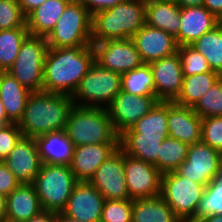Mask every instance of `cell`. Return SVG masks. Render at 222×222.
<instances>
[{"instance_id":"cell-1","label":"cell","mask_w":222,"mask_h":222,"mask_svg":"<svg viewBox=\"0 0 222 222\" xmlns=\"http://www.w3.org/2000/svg\"><path fill=\"white\" fill-rule=\"evenodd\" d=\"M94 62L92 45L48 48L43 70V91L72 96Z\"/></svg>"},{"instance_id":"cell-2","label":"cell","mask_w":222,"mask_h":222,"mask_svg":"<svg viewBox=\"0 0 222 222\" xmlns=\"http://www.w3.org/2000/svg\"><path fill=\"white\" fill-rule=\"evenodd\" d=\"M73 106L70 95L32 92L17 125L24 137L35 139L47 133L63 131Z\"/></svg>"},{"instance_id":"cell-3","label":"cell","mask_w":222,"mask_h":222,"mask_svg":"<svg viewBox=\"0 0 222 222\" xmlns=\"http://www.w3.org/2000/svg\"><path fill=\"white\" fill-rule=\"evenodd\" d=\"M146 0H125L92 15L91 42L130 39L145 24Z\"/></svg>"},{"instance_id":"cell-4","label":"cell","mask_w":222,"mask_h":222,"mask_svg":"<svg viewBox=\"0 0 222 222\" xmlns=\"http://www.w3.org/2000/svg\"><path fill=\"white\" fill-rule=\"evenodd\" d=\"M65 133L73 147L88 144L119 143L108 109L73 106L69 112Z\"/></svg>"},{"instance_id":"cell-5","label":"cell","mask_w":222,"mask_h":222,"mask_svg":"<svg viewBox=\"0 0 222 222\" xmlns=\"http://www.w3.org/2000/svg\"><path fill=\"white\" fill-rule=\"evenodd\" d=\"M77 182L69 165L42 163L32 185L42 209L60 213Z\"/></svg>"},{"instance_id":"cell-6","label":"cell","mask_w":222,"mask_h":222,"mask_svg":"<svg viewBox=\"0 0 222 222\" xmlns=\"http://www.w3.org/2000/svg\"><path fill=\"white\" fill-rule=\"evenodd\" d=\"M120 92L121 74L94 62L82 77L72 99L75 106L107 109Z\"/></svg>"},{"instance_id":"cell-7","label":"cell","mask_w":222,"mask_h":222,"mask_svg":"<svg viewBox=\"0 0 222 222\" xmlns=\"http://www.w3.org/2000/svg\"><path fill=\"white\" fill-rule=\"evenodd\" d=\"M92 16L78 0H71L54 29L46 37L49 48H65L92 45Z\"/></svg>"},{"instance_id":"cell-8","label":"cell","mask_w":222,"mask_h":222,"mask_svg":"<svg viewBox=\"0 0 222 222\" xmlns=\"http://www.w3.org/2000/svg\"><path fill=\"white\" fill-rule=\"evenodd\" d=\"M48 48L46 37L29 34L21 44L15 62L7 70L31 92L43 91V70Z\"/></svg>"},{"instance_id":"cell-9","label":"cell","mask_w":222,"mask_h":222,"mask_svg":"<svg viewBox=\"0 0 222 222\" xmlns=\"http://www.w3.org/2000/svg\"><path fill=\"white\" fill-rule=\"evenodd\" d=\"M205 188L203 184L171 171L162 174L160 196L182 222H189L195 216Z\"/></svg>"},{"instance_id":"cell-10","label":"cell","mask_w":222,"mask_h":222,"mask_svg":"<svg viewBox=\"0 0 222 222\" xmlns=\"http://www.w3.org/2000/svg\"><path fill=\"white\" fill-rule=\"evenodd\" d=\"M95 62L108 70L123 74L143 64L138 50L130 39H111L93 43Z\"/></svg>"},{"instance_id":"cell-11","label":"cell","mask_w":222,"mask_h":222,"mask_svg":"<svg viewBox=\"0 0 222 222\" xmlns=\"http://www.w3.org/2000/svg\"><path fill=\"white\" fill-rule=\"evenodd\" d=\"M176 171L186 179L207 186L221 174L220 152L202 141L189 145L186 160Z\"/></svg>"},{"instance_id":"cell-12","label":"cell","mask_w":222,"mask_h":222,"mask_svg":"<svg viewBox=\"0 0 222 222\" xmlns=\"http://www.w3.org/2000/svg\"><path fill=\"white\" fill-rule=\"evenodd\" d=\"M123 165L129 198H153L161 194L162 173L152 164L128 156L123 151Z\"/></svg>"},{"instance_id":"cell-13","label":"cell","mask_w":222,"mask_h":222,"mask_svg":"<svg viewBox=\"0 0 222 222\" xmlns=\"http://www.w3.org/2000/svg\"><path fill=\"white\" fill-rule=\"evenodd\" d=\"M158 101L155 95L136 96L121 90L107 108L116 133L120 136L131 128Z\"/></svg>"},{"instance_id":"cell-14","label":"cell","mask_w":222,"mask_h":222,"mask_svg":"<svg viewBox=\"0 0 222 222\" xmlns=\"http://www.w3.org/2000/svg\"><path fill=\"white\" fill-rule=\"evenodd\" d=\"M89 182L105 200L130 199L123 165V150L119 147L96 170Z\"/></svg>"},{"instance_id":"cell-15","label":"cell","mask_w":222,"mask_h":222,"mask_svg":"<svg viewBox=\"0 0 222 222\" xmlns=\"http://www.w3.org/2000/svg\"><path fill=\"white\" fill-rule=\"evenodd\" d=\"M104 201L90 182H77L61 213L82 222H100Z\"/></svg>"},{"instance_id":"cell-16","label":"cell","mask_w":222,"mask_h":222,"mask_svg":"<svg viewBox=\"0 0 222 222\" xmlns=\"http://www.w3.org/2000/svg\"><path fill=\"white\" fill-rule=\"evenodd\" d=\"M3 162L21 184H32L42 166L36 139L23 136Z\"/></svg>"},{"instance_id":"cell-17","label":"cell","mask_w":222,"mask_h":222,"mask_svg":"<svg viewBox=\"0 0 222 222\" xmlns=\"http://www.w3.org/2000/svg\"><path fill=\"white\" fill-rule=\"evenodd\" d=\"M153 74L155 97L173 101L181 91L183 70L178 53L149 63Z\"/></svg>"},{"instance_id":"cell-18","label":"cell","mask_w":222,"mask_h":222,"mask_svg":"<svg viewBox=\"0 0 222 222\" xmlns=\"http://www.w3.org/2000/svg\"><path fill=\"white\" fill-rule=\"evenodd\" d=\"M131 39L146 64L177 53L178 44L173 35L147 24Z\"/></svg>"},{"instance_id":"cell-19","label":"cell","mask_w":222,"mask_h":222,"mask_svg":"<svg viewBox=\"0 0 222 222\" xmlns=\"http://www.w3.org/2000/svg\"><path fill=\"white\" fill-rule=\"evenodd\" d=\"M119 148V143L88 144L73 147L70 168L78 182L94 176L98 167Z\"/></svg>"},{"instance_id":"cell-20","label":"cell","mask_w":222,"mask_h":222,"mask_svg":"<svg viewBox=\"0 0 222 222\" xmlns=\"http://www.w3.org/2000/svg\"><path fill=\"white\" fill-rule=\"evenodd\" d=\"M167 123L170 138L187 145L201 141L202 118L193 111L192 107L168 101Z\"/></svg>"},{"instance_id":"cell-21","label":"cell","mask_w":222,"mask_h":222,"mask_svg":"<svg viewBox=\"0 0 222 222\" xmlns=\"http://www.w3.org/2000/svg\"><path fill=\"white\" fill-rule=\"evenodd\" d=\"M221 23L204 6L181 8L180 29L175 37L178 46L191 45Z\"/></svg>"},{"instance_id":"cell-22","label":"cell","mask_w":222,"mask_h":222,"mask_svg":"<svg viewBox=\"0 0 222 222\" xmlns=\"http://www.w3.org/2000/svg\"><path fill=\"white\" fill-rule=\"evenodd\" d=\"M32 184H20L7 196L6 222H26L42 211Z\"/></svg>"},{"instance_id":"cell-23","label":"cell","mask_w":222,"mask_h":222,"mask_svg":"<svg viewBox=\"0 0 222 222\" xmlns=\"http://www.w3.org/2000/svg\"><path fill=\"white\" fill-rule=\"evenodd\" d=\"M181 7L175 0H146L145 24L161 29L174 37L180 29Z\"/></svg>"},{"instance_id":"cell-24","label":"cell","mask_w":222,"mask_h":222,"mask_svg":"<svg viewBox=\"0 0 222 222\" xmlns=\"http://www.w3.org/2000/svg\"><path fill=\"white\" fill-rule=\"evenodd\" d=\"M31 93L8 71L0 78V99L8 119L12 123H18L22 118L27 99Z\"/></svg>"},{"instance_id":"cell-25","label":"cell","mask_w":222,"mask_h":222,"mask_svg":"<svg viewBox=\"0 0 222 222\" xmlns=\"http://www.w3.org/2000/svg\"><path fill=\"white\" fill-rule=\"evenodd\" d=\"M71 0H46L26 17L30 35L47 37Z\"/></svg>"},{"instance_id":"cell-26","label":"cell","mask_w":222,"mask_h":222,"mask_svg":"<svg viewBox=\"0 0 222 222\" xmlns=\"http://www.w3.org/2000/svg\"><path fill=\"white\" fill-rule=\"evenodd\" d=\"M42 163L69 165L73 144L65 131L47 133L36 138Z\"/></svg>"},{"instance_id":"cell-27","label":"cell","mask_w":222,"mask_h":222,"mask_svg":"<svg viewBox=\"0 0 222 222\" xmlns=\"http://www.w3.org/2000/svg\"><path fill=\"white\" fill-rule=\"evenodd\" d=\"M167 137H140V133H122L119 147L130 157L155 165L160 145Z\"/></svg>"},{"instance_id":"cell-28","label":"cell","mask_w":222,"mask_h":222,"mask_svg":"<svg viewBox=\"0 0 222 222\" xmlns=\"http://www.w3.org/2000/svg\"><path fill=\"white\" fill-rule=\"evenodd\" d=\"M132 222H182L159 195L132 200Z\"/></svg>"},{"instance_id":"cell-29","label":"cell","mask_w":222,"mask_h":222,"mask_svg":"<svg viewBox=\"0 0 222 222\" xmlns=\"http://www.w3.org/2000/svg\"><path fill=\"white\" fill-rule=\"evenodd\" d=\"M168 101L159 100L151 111L124 133H140V137H168Z\"/></svg>"},{"instance_id":"cell-30","label":"cell","mask_w":222,"mask_h":222,"mask_svg":"<svg viewBox=\"0 0 222 222\" xmlns=\"http://www.w3.org/2000/svg\"><path fill=\"white\" fill-rule=\"evenodd\" d=\"M221 77L219 73L212 70L202 74L184 76L181 91L173 102L181 106L193 107Z\"/></svg>"},{"instance_id":"cell-31","label":"cell","mask_w":222,"mask_h":222,"mask_svg":"<svg viewBox=\"0 0 222 222\" xmlns=\"http://www.w3.org/2000/svg\"><path fill=\"white\" fill-rule=\"evenodd\" d=\"M207 60L212 71L222 76V23L191 44Z\"/></svg>"},{"instance_id":"cell-32","label":"cell","mask_w":222,"mask_h":222,"mask_svg":"<svg viewBox=\"0 0 222 222\" xmlns=\"http://www.w3.org/2000/svg\"><path fill=\"white\" fill-rule=\"evenodd\" d=\"M121 90L136 96L155 95L149 64L143 63L136 69L121 74Z\"/></svg>"},{"instance_id":"cell-33","label":"cell","mask_w":222,"mask_h":222,"mask_svg":"<svg viewBox=\"0 0 222 222\" xmlns=\"http://www.w3.org/2000/svg\"><path fill=\"white\" fill-rule=\"evenodd\" d=\"M189 145L169 136L162 141L154 165L162 174L176 171L186 160Z\"/></svg>"},{"instance_id":"cell-34","label":"cell","mask_w":222,"mask_h":222,"mask_svg":"<svg viewBox=\"0 0 222 222\" xmlns=\"http://www.w3.org/2000/svg\"><path fill=\"white\" fill-rule=\"evenodd\" d=\"M28 35L27 27L0 30V65L6 71L15 62L21 44Z\"/></svg>"},{"instance_id":"cell-35","label":"cell","mask_w":222,"mask_h":222,"mask_svg":"<svg viewBox=\"0 0 222 222\" xmlns=\"http://www.w3.org/2000/svg\"><path fill=\"white\" fill-rule=\"evenodd\" d=\"M215 214H222V173L206 186L195 216L189 222Z\"/></svg>"},{"instance_id":"cell-36","label":"cell","mask_w":222,"mask_h":222,"mask_svg":"<svg viewBox=\"0 0 222 222\" xmlns=\"http://www.w3.org/2000/svg\"><path fill=\"white\" fill-rule=\"evenodd\" d=\"M200 117L222 116V77L192 107Z\"/></svg>"},{"instance_id":"cell-37","label":"cell","mask_w":222,"mask_h":222,"mask_svg":"<svg viewBox=\"0 0 222 222\" xmlns=\"http://www.w3.org/2000/svg\"><path fill=\"white\" fill-rule=\"evenodd\" d=\"M183 76H192L211 71L206 58L191 45L178 46Z\"/></svg>"},{"instance_id":"cell-38","label":"cell","mask_w":222,"mask_h":222,"mask_svg":"<svg viewBox=\"0 0 222 222\" xmlns=\"http://www.w3.org/2000/svg\"><path fill=\"white\" fill-rule=\"evenodd\" d=\"M27 27L24 15L17 0H0V30Z\"/></svg>"},{"instance_id":"cell-39","label":"cell","mask_w":222,"mask_h":222,"mask_svg":"<svg viewBox=\"0 0 222 222\" xmlns=\"http://www.w3.org/2000/svg\"><path fill=\"white\" fill-rule=\"evenodd\" d=\"M100 222H132V199L105 200Z\"/></svg>"},{"instance_id":"cell-40","label":"cell","mask_w":222,"mask_h":222,"mask_svg":"<svg viewBox=\"0 0 222 222\" xmlns=\"http://www.w3.org/2000/svg\"><path fill=\"white\" fill-rule=\"evenodd\" d=\"M201 141L222 151V116L202 118Z\"/></svg>"},{"instance_id":"cell-41","label":"cell","mask_w":222,"mask_h":222,"mask_svg":"<svg viewBox=\"0 0 222 222\" xmlns=\"http://www.w3.org/2000/svg\"><path fill=\"white\" fill-rule=\"evenodd\" d=\"M23 137L17 123H10L0 127V160L3 161Z\"/></svg>"},{"instance_id":"cell-42","label":"cell","mask_w":222,"mask_h":222,"mask_svg":"<svg viewBox=\"0 0 222 222\" xmlns=\"http://www.w3.org/2000/svg\"><path fill=\"white\" fill-rule=\"evenodd\" d=\"M20 184L5 163L0 162V193L7 197Z\"/></svg>"},{"instance_id":"cell-43","label":"cell","mask_w":222,"mask_h":222,"mask_svg":"<svg viewBox=\"0 0 222 222\" xmlns=\"http://www.w3.org/2000/svg\"><path fill=\"white\" fill-rule=\"evenodd\" d=\"M80 1L91 14L110 9L125 0H78Z\"/></svg>"},{"instance_id":"cell-44","label":"cell","mask_w":222,"mask_h":222,"mask_svg":"<svg viewBox=\"0 0 222 222\" xmlns=\"http://www.w3.org/2000/svg\"><path fill=\"white\" fill-rule=\"evenodd\" d=\"M203 6L222 21V0H204Z\"/></svg>"},{"instance_id":"cell-45","label":"cell","mask_w":222,"mask_h":222,"mask_svg":"<svg viewBox=\"0 0 222 222\" xmlns=\"http://www.w3.org/2000/svg\"><path fill=\"white\" fill-rule=\"evenodd\" d=\"M24 15L27 17L33 10L39 7L46 0H17Z\"/></svg>"},{"instance_id":"cell-46","label":"cell","mask_w":222,"mask_h":222,"mask_svg":"<svg viewBox=\"0 0 222 222\" xmlns=\"http://www.w3.org/2000/svg\"><path fill=\"white\" fill-rule=\"evenodd\" d=\"M57 213L54 211L42 210L39 214L26 222H56Z\"/></svg>"},{"instance_id":"cell-47","label":"cell","mask_w":222,"mask_h":222,"mask_svg":"<svg viewBox=\"0 0 222 222\" xmlns=\"http://www.w3.org/2000/svg\"><path fill=\"white\" fill-rule=\"evenodd\" d=\"M175 3L181 7H197L203 6L204 0H175Z\"/></svg>"},{"instance_id":"cell-48","label":"cell","mask_w":222,"mask_h":222,"mask_svg":"<svg viewBox=\"0 0 222 222\" xmlns=\"http://www.w3.org/2000/svg\"><path fill=\"white\" fill-rule=\"evenodd\" d=\"M7 197L0 193V222H6Z\"/></svg>"},{"instance_id":"cell-49","label":"cell","mask_w":222,"mask_h":222,"mask_svg":"<svg viewBox=\"0 0 222 222\" xmlns=\"http://www.w3.org/2000/svg\"><path fill=\"white\" fill-rule=\"evenodd\" d=\"M10 123H12V122L8 119V117L5 113V110H4L3 103L0 99V127H3V126L8 125Z\"/></svg>"},{"instance_id":"cell-50","label":"cell","mask_w":222,"mask_h":222,"mask_svg":"<svg viewBox=\"0 0 222 222\" xmlns=\"http://www.w3.org/2000/svg\"><path fill=\"white\" fill-rule=\"evenodd\" d=\"M198 222H222V214L210 215Z\"/></svg>"},{"instance_id":"cell-51","label":"cell","mask_w":222,"mask_h":222,"mask_svg":"<svg viewBox=\"0 0 222 222\" xmlns=\"http://www.w3.org/2000/svg\"><path fill=\"white\" fill-rule=\"evenodd\" d=\"M56 222H82L78 220L71 219L67 216H64L61 212L57 213Z\"/></svg>"},{"instance_id":"cell-52","label":"cell","mask_w":222,"mask_h":222,"mask_svg":"<svg viewBox=\"0 0 222 222\" xmlns=\"http://www.w3.org/2000/svg\"><path fill=\"white\" fill-rule=\"evenodd\" d=\"M6 72V70L0 65V78Z\"/></svg>"},{"instance_id":"cell-53","label":"cell","mask_w":222,"mask_h":222,"mask_svg":"<svg viewBox=\"0 0 222 222\" xmlns=\"http://www.w3.org/2000/svg\"><path fill=\"white\" fill-rule=\"evenodd\" d=\"M220 170L222 173V151H220Z\"/></svg>"}]
</instances>
